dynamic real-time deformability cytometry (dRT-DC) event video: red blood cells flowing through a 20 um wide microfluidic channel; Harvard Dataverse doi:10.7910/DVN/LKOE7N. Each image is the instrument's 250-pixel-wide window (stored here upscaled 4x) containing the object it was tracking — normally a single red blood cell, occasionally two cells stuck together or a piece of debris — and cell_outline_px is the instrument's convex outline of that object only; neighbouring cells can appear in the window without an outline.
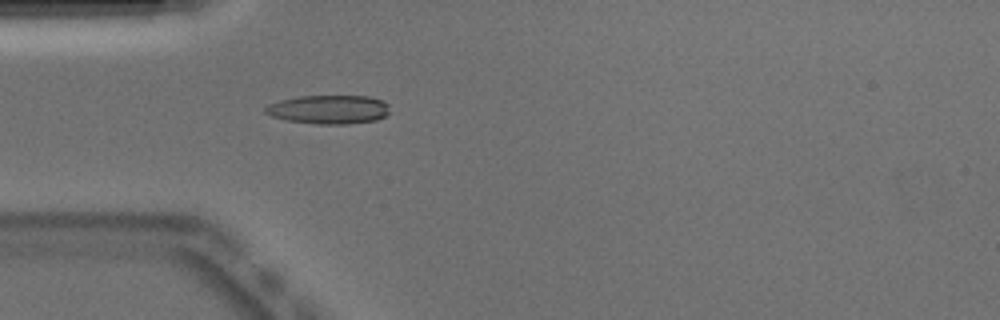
{"species": "Egyptian fruit bat (a non-hibernating species)", "species_latin": "Rousettus aegyptiacus", "temperature_condition": "warm", "stored_images_in_passage": 51, "camera_frame_rate_fps": 3000, "um_per_image_px": 0.085, "animal": {"sex": "male"}, "frame": {"image": 1, "passage_image": 15, "time_ms": 4.667, "image_size_px": [1000, 320], "cell_outline_px": [[388, 112], [384, 116], [376, 120], [348, 124], [316, 124], [288, 120], [272, 116], [264, 112], [264, 108], [268, 104], [280, 100], [300, 96], [368, 96], [384, 100], [388, 104]], "centroid_in_image_um": [27.95, 9.3], "position_along_channel_um": 57.1, "area_um2": 20.87}, "authors_computed_cell_mechanics": {"area_um2": 20.6924, "velocity_mm_per_s": 3.9062, "shape_relaxation_time_tau1_ms": 8.83, "shape_relaxation_time_tau2_ms": 0.9702, "deformation_change_tau1": 0.3011, "deformation_change_tau2": 0.084}}